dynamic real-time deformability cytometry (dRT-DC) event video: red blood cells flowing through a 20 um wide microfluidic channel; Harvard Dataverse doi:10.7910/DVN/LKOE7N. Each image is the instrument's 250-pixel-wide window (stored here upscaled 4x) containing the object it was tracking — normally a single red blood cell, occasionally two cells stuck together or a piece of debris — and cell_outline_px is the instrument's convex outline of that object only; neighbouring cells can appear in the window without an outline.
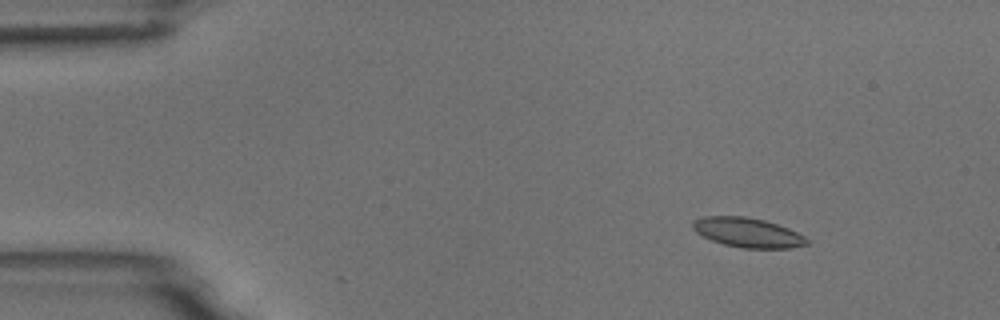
{"species": "common noctule bat (a hibernating species)", "species_latin": "Nyctalus noctula", "temperature_condition": "room temperature", "stored_images_in_passage": 5, "camera_frame_rate_fps": 3000, "um_per_image_px": 0.085, "animal": {"sex": "male", "body_mass_g": 18.8}, "frame": {"image": 1, "passage_image": 2, "time_ms": 1.333, "image_size_px": [1000, 320], "cell_outline_px": [[812, 240], [808, 244], [788, 248], [740, 248], [724, 244], [712, 240], [696, 232], [692, 228], [692, 220], [704, 216], [744, 216], [764, 220], [788, 228]], "centroid_in_image_um": [63.55, 19.76], "position_along_channel_um": 21.4, "area_um2": 19.65}}
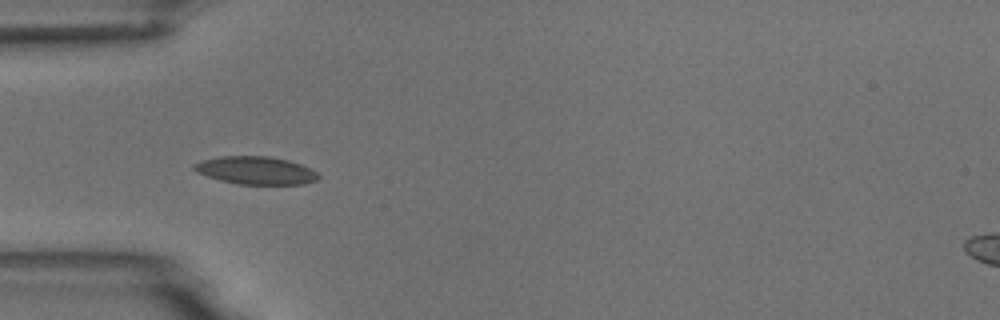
{"frame": {"image": 2, "passage_image": 4, "time_ms": 4.667, "image_size_px": [1000, 320], "cell_outline_px": [[320, 176], [316, 180], [304, 184], [240, 184], [220, 180], [196, 172], [192, 168], [192, 164], [200, 160], [220, 156], [268, 156], [288, 160], [300, 164], [316, 172]], "centroid_in_image_um": [21.69, 14.48], "position_along_channel_um": 63.3, "area_um2": 20.11}}